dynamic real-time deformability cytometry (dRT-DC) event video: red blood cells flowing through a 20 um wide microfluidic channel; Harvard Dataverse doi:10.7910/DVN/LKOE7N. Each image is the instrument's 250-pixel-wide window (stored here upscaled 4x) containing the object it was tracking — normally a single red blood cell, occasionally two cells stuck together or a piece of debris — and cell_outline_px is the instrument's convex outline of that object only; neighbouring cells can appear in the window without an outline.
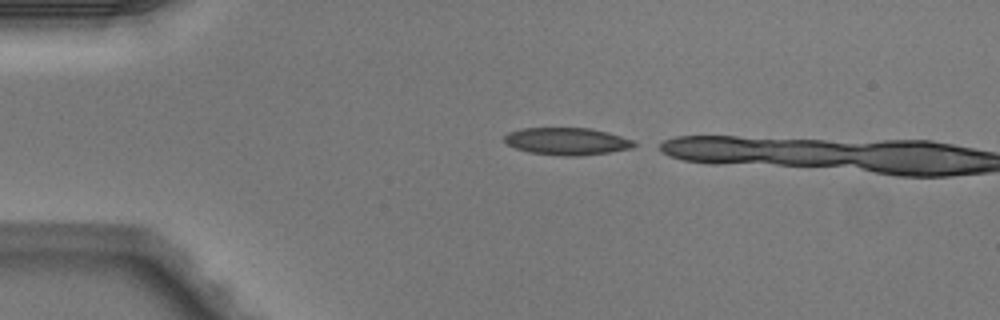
{"species": "Egyptian fruit bat (a non-hibernating species)", "species_latin": "Rousettus aegyptiacus", "temperature_condition": "warm", "stored_images_in_passage": 2, "camera_frame_rate_fps": 3000, "um_per_image_px": 0.085, "animal": {"sex": "male"}, "frame": {"image": 1, "passage_image": 1, "time_ms": 0.0, "image_size_px": [1000, 320], "cell_outline_px": [[636, 144], [632, 148], [612, 152], [580, 156], [564, 156], [528, 152], [516, 148], [508, 144], [504, 140], [504, 136], [508, 132], [520, 128], [592, 128], [608, 132], [636, 140]], "centroid_in_image_um": [48.23, 12.01], "position_along_channel_um": 36.8, "area_um2": 20.87}}